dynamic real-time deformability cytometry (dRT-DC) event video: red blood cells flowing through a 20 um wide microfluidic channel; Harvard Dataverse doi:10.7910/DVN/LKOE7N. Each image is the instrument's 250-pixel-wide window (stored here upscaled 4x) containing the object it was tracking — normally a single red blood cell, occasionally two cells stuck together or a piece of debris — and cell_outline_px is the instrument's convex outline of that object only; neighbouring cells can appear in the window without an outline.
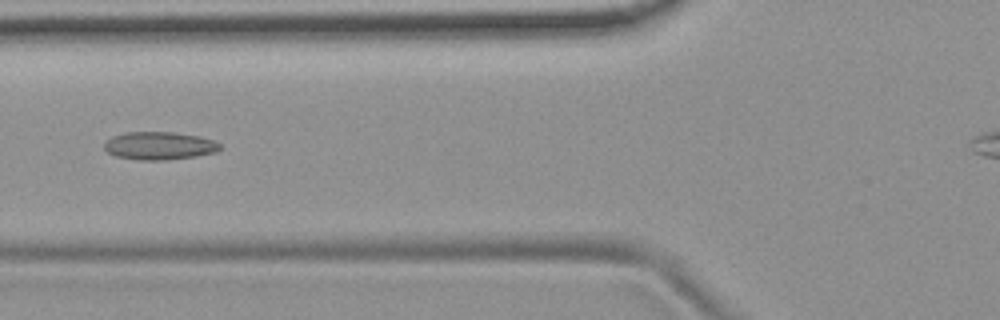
{"species": "common noctule bat (a hibernating species)", "species_latin": "Nyctalus noctula", "temperature_condition": "room temperature", "stored_images_in_passage": 8, "camera_frame_rate_fps": 3000, "um_per_image_px": 0.085, "animal": {"sex": "female", "body_mass_g": 19.9}, "frame": {"image": 1, "passage_image": 5, "time_ms": 1.333, "image_size_px": [1000, 320], "cell_outline_px": [[220, 148], [216, 152], [196, 156], [168, 160], [140, 160], [116, 156], [108, 152], [104, 148], [104, 144], [112, 136], [124, 132], [172, 132], [200, 136], [212, 140], [220, 144]], "centroid_in_image_um": [13.54, 12.39], "position_along_channel_um": 112.3, "area_um2": 18.79}}